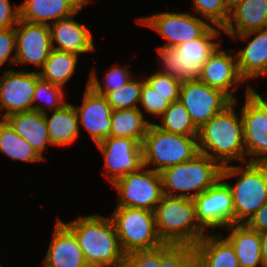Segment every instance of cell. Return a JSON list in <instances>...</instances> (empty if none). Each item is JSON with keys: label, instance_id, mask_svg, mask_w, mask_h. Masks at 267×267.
Returning <instances> with one entry per match:
<instances>
[{"label": "cell", "instance_id": "cell-1", "mask_svg": "<svg viewBox=\"0 0 267 267\" xmlns=\"http://www.w3.org/2000/svg\"><path fill=\"white\" fill-rule=\"evenodd\" d=\"M235 105L237 101H232L198 131L199 153L208 155L221 166L231 161L247 163L242 116L237 114Z\"/></svg>", "mask_w": 267, "mask_h": 267}, {"label": "cell", "instance_id": "cell-2", "mask_svg": "<svg viewBox=\"0 0 267 267\" xmlns=\"http://www.w3.org/2000/svg\"><path fill=\"white\" fill-rule=\"evenodd\" d=\"M63 223L78 239L89 267H121L125 253L111 217L92 214Z\"/></svg>", "mask_w": 267, "mask_h": 267}, {"label": "cell", "instance_id": "cell-3", "mask_svg": "<svg viewBox=\"0 0 267 267\" xmlns=\"http://www.w3.org/2000/svg\"><path fill=\"white\" fill-rule=\"evenodd\" d=\"M223 32L222 28L212 26L202 37L187 41L177 47L160 46L159 54L160 72L171 76L179 82L198 79L203 64L208 60L215 49L221 45L216 39Z\"/></svg>", "mask_w": 267, "mask_h": 267}, {"label": "cell", "instance_id": "cell-4", "mask_svg": "<svg viewBox=\"0 0 267 267\" xmlns=\"http://www.w3.org/2000/svg\"><path fill=\"white\" fill-rule=\"evenodd\" d=\"M154 215L158 236L164 244L194 246L207 234L197 222L194 198L163 195Z\"/></svg>", "mask_w": 267, "mask_h": 267}, {"label": "cell", "instance_id": "cell-5", "mask_svg": "<svg viewBox=\"0 0 267 267\" xmlns=\"http://www.w3.org/2000/svg\"><path fill=\"white\" fill-rule=\"evenodd\" d=\"M231 188L234 224H246L267 202V163H245L222 166L221 177H237Z\"/></svg>", "mask_w": 267, "mask_h": 267}, {"label": "cell", "instance_id": "cell-6", "mask_svg": "<svg viewBox=\"0 0 267 267\" xmlns=\"http://www.w3.org/2000/svg\"><path fill=\"white\" fill-rule=\"evenodd\" d=\"M221 170L222 166L216 160L198 153L191 160L160 172L163 193L167 196L195 198L221 178Z\"/></svg>", "mask_w": 267, "mask_h": 267}, {"label": "cell", "instance_id": "cell-7", "mask_svg": "<svg viewBox=\"0 0 267 267\" xmlns=\"http://www.w3.org/2000/svg\"><path fill=\"white\" fill-rule=\"evenodd\" d=\"M143 166L158 173L191 160L199 153L197 137L161 130L152 122L144 137ZM153 166V168H152Z\"/></svg>", "mask_w": 267, "mask_h": 267}, {"label": "cell", "instance_id": "cell-8", "mask_svg": "<svg viewBox=\"0 0 267 267\" xmlns=\"http://www.w3.org/2000/svg\"><path fill=\"white\" fill-rule=\"evenodd\" d=\"M110 217L125 254L151 250L164 244L158 236L154 212L146 209L115 206Z\"/></svg>", "mask_w": 267, "mask_h": 267}, {"label": "cell", "instance_id": "cell-9", "mask_svg": "<svg viewBox=\"0 0 267 267\" xmlns=\"http://www.w3.org/2000/svg\"><path fill=\"white\" fill-rule=\"evenodd\" d=\"M118 196L116 206L146 209L154 212L163 193L160 173L141 167L112 183Z\"/></svg>", "mask_w": 267, "mask_h": 267}, {"label": "cell", "instance_id": "cell-10", "mask_svg": "<svg viewBox=\"0 0 267 267\" xmlns=\"http://www.w3.org/2000/svg\"><path fill=\"white\" fill-rule=\"evenodd\" d=\"M137 22L156 30L166 42L164 46L177 47L187 41L202 37L212 25L187 12H158Z\"/></svg>", "mask_w": 267, "mask_h": 267}, {"label": "cell", "instance_id": "cell-11", "mask_svg": "<svg viewBox=\"0 0 267 267\" xmlns=\"http://www.w3.org/2000/svg\"><path fill=\"white\" fill-rule=\"evenodd\" d=\"M196 218L207 231L226 228L234 224V207L231 188L222 177L211 187L194 198Z\"/></svg>", "mask_w": 267, "mask_h": 267}, {"label": "cell", "instance_id": "cell-12", "mask_svg": "<svg viewBox=\"0 0 267 267\" xmlns=\"http://www.w3.org/2000/svg\"><path fill=\"white\" fill-rule=\"evenodd\" d=\"M179 101L185 106L198 129L232 102L221 90L198 79L181 83Z\"/></svg>", "mask_w": 267, "mask_h": 267}, {"label": "cell", "instance_id": "cell-13", "mask_svg": "<svg viewBox=\"0 0 267 267\" xmlns=\"http://www.w3.org/2000/svg\"><path fill=\"white\" fill-rule=\"evenodd\" d=\"M104 157L103 173L112 184L143 167V147L135 139L108 137L96 144Z\"/></svg>", "mask_w": 267, "mask_h": 267}, {"label": "cell", "instance_id": "cell-14", "mask_svg": "<svg viewBox=\"0 0 267 267\" xmlns=\"http://www.w3.org/2000/svg\"><path fill=\"white\" fill-rule=\"evenodd\" d=\"M39 78L38 71H4L0 76V119L33 110V95ZM1 111L5 112L1 114Z\"/></svg>", "mask_w": 267, "mask_h": 267}, {"label": "cell", "instance_id": "cell-15", "mask_svg": "<svg viewBox=\"0 0 267 267\" xmlns=\"http://www.w3.org/2000/svg\"><path fill=\"white\" fill-rule=\"evenodd\" d=\"M246 86L245 102L240 109L244 130V144L247 162L267 163V113L248 93Z\"/></svg>", "mask_w": 267, "mask_h": 267}, {"label": "cell", "instance_id": "cell-16", "mask_svg": "<svg viewBox=\"0 0 267 267\" xmlns=\"http://www.w3.org/2000/svg\"><path fill=\"white\" fill-rule=\"evenodd\" d=\"M16 56L14 65H35L40 69L53 50L49 26L19 19L16 27Z\"/></svg>", "mask_w": 267, "mask_h": 267}, {"label": "cell", "instance_id": "cell-17", "mask_svg": "<svg viewBox=\"0 0 267 267\" xmlns=\"http://www.w3.org/2000/svg\"><path fill=\"white\" fill-rule=\"evenodd\" d=\"M219 45L203 64L198 80L212 88L225 93L232 101H236L233 92L241 82H246L240 75L236 54L231 50L224 51Z\"/></svg>", "mask_w": 267, "mask_h": 267}, {"label": "cell", "instance_id": "cell-18", "mask_svg": "<svg viewBox=\"0 0 267 267\" xmlns=\"http://www.w3.org/2000/svg\"><path fill=\"white\" fill-rule=\"evenodd\" d=\"M86 85L82 104L74 106L78 113L79 125H82L88 131L93 142L98 144L110 137L113 108L104 96L95 93L88 87V82Z\"/></svg>", "mask_w": 267, "mask_h": 267}, {"label": "cell", "instance_id": "cell-19", "mask_svg": "<svg viewBox=\"0 0 267 267\" xmlns=\"http://www.w3.org/2000/svg\"><path fill=\"white\" fill-rule=\"evenodd\" d=\"M44 267H89L75 234L58 218Z\"/></svg>", "mask_w": 267, "mask_h": 267}, {"label": "cell", "instance_id": "cell-20", "mask_svg": "<svg viewBox=\"0 0 267 267\" xmlns=\"http://www.w3.org/2000/svg\"><path fill=\"white\" fill-rule=\"evenodd\" d=\"M82 9L83 7L76 14L49 25L53 49L77 55L96 50L94 38L88 27L73 19ZM55 42L56 46L53 45Z\"/></svg>", "mask_w": 267, "mask_h": 267}, {"label": "cell", "instance_id": "cell-21", "mask_svg": "<svg viewBox=\"0 0 267 267\" xmlns=\"http://www.w3.org/2000/svg\"><path fill=\"white\" fill-rule=\"evenodd\" d=\"M253 36L251 39L250 37ZM233 40L240 38L248 44L237 51V65L241 77L245 81L265 76L267 73V28L231 36Z\"/></svg>", "mask_w": 267, "mask_h": 267}, {"label": "cell", "instance_id": "cell-22", "mask_svg": "<svg viewBox=\"0 0 267 267\" xmlns=\"http://www.w3.org/2000/svg\"><path fill=\"white\" fill-rule=\"evenodd\" d=\"M92 0H24L20 5V19L49 26L60 19L76 14Z\"/></svg>", "mask_w": 267, "mask_h": 267}, {"label": "cell", "instance_id": "cell-23", "mask_svg": "<svg viewBox=\"0 0 267 267\" xmlns=\"http://www.w3.org/2000/svg\"><path fill=\"white\" fill-rule=\"evenodd\" d=\"M204 235L195 245V267H240L232 244L224 234Z\"/></svg>", "mask_w": 267, "mask_h": 267}, {"label": "cell", "instance_id": "cell-24", "mask_svg": "<svg viewBox=\"0 0 267 267\" xmlns=\"http://www.w3.org/2000/svg\"><path fill=\"white\" fill-rule=\"evenodd\" d=\"M4 120L46 160L43 153L51 142L43 113L36 110L24 111L9 115Z\"/></svg>", "mask_w": 267, "mask_h": 267}, {"label": "cell", "instance_id": "cell-25", "mask_svg": "<svg viewBox=\"0 0 267 267\" xmlns=\"http://www.w3.org/2000/svg\"><path fill=\"white\" fill-rule=\"evenodd\" d=\"M267 28V0H243L230 12L223 33L231 37Z\"/></svg>", "mask_w": 267, "mask_h": 267}, {"label": "cell", "instance_id": "cell-26", "mask_svg": "<svg viewBox=\"0 0 267 267\" xmlns=\"http://www.w3.org/2000/svg\"><path fill=\"white\" fill-rule=\"evenodd\" d=\"M52 146H69L80 136L78 113L71 103L64 104L61 108L44 114Z\"/></svg>", "mask_w": 267, "mask_h": 267}, {"label": "cell", "instance_id": "cell-27", "mask_svg": "<svg viewBox=\"0 0 267 267\" xmlns=\"http://www.w3.org/2000/svg\"><path fill=\"white\" fill-rule=\"evenodd\" d=\"M225 229L228 236L224 237L232 244L240 267H263L259 232L246 224H232Z\"/></svg>", "mask_w": 267, "mask_h": 267}, {"label": "cell", "instance_id": "cell-28", "mask_svg": "<svg viewBox=\"0 0 267 267\" xmlns=\"http://www.w3.org/2000/svg\"><path fill=\"white\" fill-rule=\"evenodd\" d=\"M110 137L131 138L143 143L149 125L141 108L113 110Z\"/></svg>", "mask_w": 267, "mask_h": 267}, {"label": "cell", "instance_id": "cell-29", "mask_svg": "<svg viewBox=\"0 0 267 267\" xmlns=\"http://www.w3.org/2000/svg\"><path fill=\"white\" fill-rule=\"evenodd\" d=\"M78 57L75 53L53 49L44 62L42 71L38 72L40 78L64 88L75 73Z\"/></svg>", "mask_w": 267, "mask_h": 267}, {"label": "cell", "instance_id": "cell-30", "mask_svg": "<svg viewBox=\"0 0 267 267\" xmlns=\"http://www.w3.org/2000/svg\"><path fill=\"white\" fill-rule=\"evenodd\" d=\"M0 152L12 160L29 163L46 161L32 146L19 136L5 120L0 119Z\"/></svg>", "mask_w": 267, "mask_h": 267}, {"label": "cell", "instance_id": "cell-31", "mask_svg": "<svg viewBox=\"0 0 267 267\" xmlns=\"http://www.w3.org/2000/svg\"><path fill=\"white\" fill-rule=\"evenodd\" d=\"M160 118L161 123L154 124L163 131L188 137L198 136L199 129L194 125L190 114L179 100L170 103Z\"/></svg>", "mask_w": 267, "mask_h": 267}, {"label": "cell", "instance_id": "cell-32", "mask_svg": "<svg viewBox=\"0 0 267 267\" xmlns=\"http://www.w3.org/2000/svg\"><path fill=\"white\" fill-rule=\"evenodd\" d=\"M63 89L64 88L59 85L52 84L39 78L33 95V110L45 114L61 108L67 103V100L64 99L65 93ZM37 101L42 102L47 108L37 104ZM46 109L48 111H46Z\"/></svg>", "mask_w": 267, "mask_h": 267}, {"label": "cell", "instance_id": "cell-33", "mask_svg": "<svg viewBox=\"0 0 267 267\" xmlns=\"http://www.w3.org/2000/svg\"><path fill=\"white\" fill-rule=\"evenodd\" d=\"M143 80L131 78L124 86L108 92L104 97L113 110L139 108Z\"/></svg>", "mask_w": 267, "mask_h": 267}, {"label": "cell", "instance_id": "cell-34", "mask_svg": "<svg viewBox=\"0 0 267 267\" xmlns=\"http://www.w3.org/2000/svg\"><path fill=\"white\" fill-rule=\"evenodd\" d=\"M105 79H103L104 85L102 86L96 72L92 70L88 78V87H90L95 93L105 96L108 92L114 91L124 86L131 78L133 73L128 70L127 65L124 67L114 66L105 72Z\"/></svg>", "mask_w": 267, "mask_h": 267}, {"label": "cell", "instance_id": "cell-35", "mask_svg": "<svg viewBox=\"0 0 267 267\" xmlns=\"http://www.w3.org/2000/svg\"><path fill=\"white\" fill-rule=\"evenodd\" d=\"M180 94H160L145 79L142 85L140 106L143 110L154 115L153 117H160L169 107L170 103L178 101Z\"/></svg>", "mask_w": 267, "mask_h": 267}, {"label": "cell", "instance_id": "cell-36", "mask_svg": "<svg viewBox=\"0 0 267 267\" xmlns=\"http://www.w3.org/2000/svg\"><path fill=\"white\" fill-rule=\"evenodd\" d=\"M160 267H195V250L190 244H163Z\"/></svg>", "mask_w": 267, "mask_h": 267}, {"label": "cell", "instance_id": "cell-37", "mask_svg": "<svg viewBox=\"0 0 267 267\" xmlns=\"http://www.w3.org/2000/svg\"><path fill=\"white\" fill-rule=\"evenodd\" d=\"M195 13L202 16L212 26L224 28L230 13L225 8L222 0H192Z\"/></svg>", "mask_w": 267, "mask_h": 267}, {"label": "cell", "instance_id": "cell-38", "mask_svg": "<svg viewBox=\"0 0 267 267\" xmlns=\"http://www.w3.org/2000/svg\"><path fill=\"white\" fill-rule=\"evenodd\" d=\"M162 245L151 250H140L125 254L121 267H160Z\"/></svg>", "mask_w": 267, "mask_h": 267}, {"label": "cell", "instance_id": "cell-39", "mask_svg": "<svg viewBox=\"0 0 267 267\" xmlns=\"http://www.w3.org/2000/svg\"><path fill=\"white\" fill-rule=\"evenodd\" d=\"M144 79L160 94H180L181 82L160 71Z\"/></svg>", "mask_w": 267, "mask_h": 267}, {"label": "cell", "instance_id": "cell-40", "mask_svg": "<svg viewBox=\"0 0 267 267\" xmlns=\"http://www.w3.org/2000/svg\"><path fill=\"white\" fill-rule=\"evenodd\" d=\"M14 51L15 54H12ZM16 56V33L15 27L0 29V68L9 60L14 64Z\"/></svg>", "mask_w": 267, "mask_h": 267}, {"label": "cell", "instance_id": "cell-41", "mask_svg": "<svg viewBox=\"0 0 267 267\" xmlns=\"http://www.w3.org/2000/svg\"><path fill=\"white\" fill-rule=\"evenodd\" d=\"M10 0H0V29L16 27L20 19V7H12Z\"/></svg>", "mask_w": 267, "mask_h": 267}, {"label": "cell", "instance_id": "cell-42", "mask_svg": "<svg viewBox=\"0 0 267 267\" xmlns=\"http://www.w3.org/2000/svg\"><path fill=\"white\" fill-rule=\"evenodd\" d=\"M246 225L257 232L267 230V202L255 212Z\"/></svg>", "mask_w": 267, "mask_h": 267}, {"label": "cell", "instance_id": "cell-43", "mask_svg": "<svg viewBox=\"0 0 267 267\" xmlns=\"http://www.w3.org/2000/svg\"><path fill=\"white\" fill-rule=\"evenodd\" d=\"M261 239V260L263 267H267V230L259 232Z\"/></svg>", "mask_w": 267, "mask_h": 267}, {"label": "cell", "instance_id": "cell-44", "mask_svg": "<svg viewBox=\"0 0 267 267\" xmlns=\"http://www.w3.org/2000/svg\"><path fill=\"white\" fill-rule=\"evenodd\" d=\"M248 93L265 109L267 113V98H262L261 95L251 85Z\"/></svg>", "mask_w": 267, "mask_h": 267}, {"label": "cell", "instance_id": "cell-45", "mask_svg": "<svg viewBox=\"0 0 267 267\" xmlns=\"http://www.w3.org/2000/svg\"><path fill=\"white\" fill-rule=\"evenodd\" d=\"M243 0H222L225 8L230 13L233 9H235Z\"/></svg>", "mask_w": 267, "mask_h": 267}]
</instances>
